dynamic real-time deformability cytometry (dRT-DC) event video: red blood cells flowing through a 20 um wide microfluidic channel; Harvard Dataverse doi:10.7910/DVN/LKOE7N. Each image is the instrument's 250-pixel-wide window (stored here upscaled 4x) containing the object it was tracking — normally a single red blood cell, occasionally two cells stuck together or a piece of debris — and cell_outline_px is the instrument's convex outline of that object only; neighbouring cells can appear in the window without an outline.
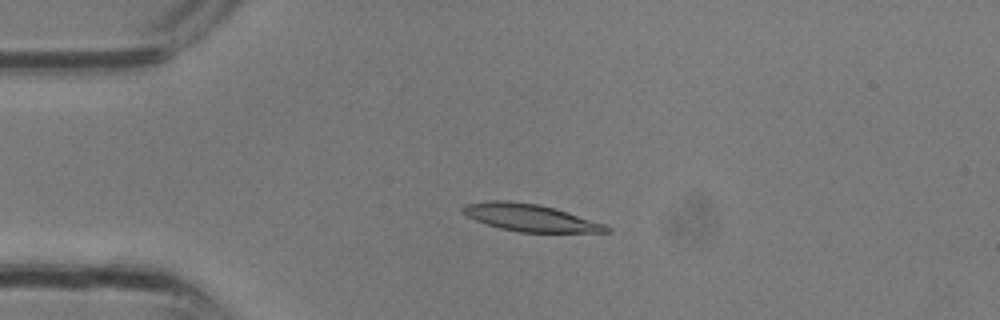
{"species": "common noctule bat (a hibernating species)", "species_latin": "Nyctalus noctula", "temperature_condition": "room temperature", "stored_images_in_passage": 11, "camera_frame_rate_fps": 3000, "um_per_image_px": 0.085, "animal": {"sex": "male", "body_mass_g": 13.3}, "frame": {"image": 1, "passage_image": 7, "time_ms": 2.0, "image_size_px": [1000, 320], "cell_outline_px": [[612, 232], [520, 232], [500, 228], [484, 224], [460, 212], [460, 208], [464, 204], [488, 200], [508, 200], [536, 204], [556, 208], [604, 224], [612, 228]], "centroid_in_image_um": [45.02, 18.49], "position_along_channel_um": 40.0, "area_um2": 22.89}}
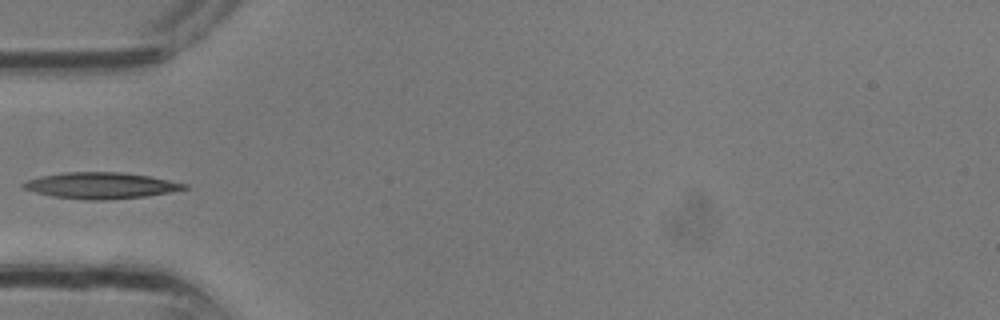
{"frame": {"image": 2, "passage_image": 10, "time_ms": 3.0, "image_size_px": [1000, 320], "cell_outline_px": [[188, 188], [148, 196], [104, 200], [88, 200], [52, 196], [20, 188], [20, 184], [28, 180], [40, 176], [64, 172], [120, 172], [148, 176], [188, 184]], "centroid_in_image_um": [8.53, 15.77], "position_along_channel_um": 76.5, "area_um2": 24.51}}